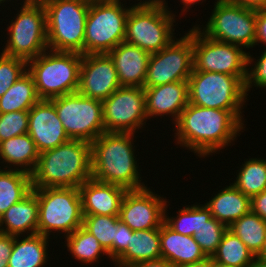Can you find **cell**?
I'll return each instance as SVG.
<instances>
[{
    "label": "cell",
    "instance_id": "obj_34",
    "mask_svg": "<svg viewBox=\"0 0 266 267\" xmlns=\"http://www.w3.org/2000/svg\"><path fill=\"white\" fill-rule=\"evenodd\" d=\"M197 204V205H196ZM168 204L165 207L164 222L175 232L182 235L193 236L194 233H199V229L204 224V204L187 205L178 210V215L175 217H168L166 213Z\"/></svg>",
    "mask_w": 266,
    "mask_h": 267
},
{
    "label": "cell",
    "instance_id": "obj_32",
    "mask_svg": "<svg viewBox=\"0 0 266 267\" xmlns=\"http://www.w3.org/2000/svg\"><path fill=\"white\" fill-rule=\"evenodd\" d=\"M65 240L68 249L67 251L72 254L74 259L85 265L98 262L103 255L109 256L108 252L103 248L94 235L89 233L82 226L66 236Z\"/></svg>",
    "mask_w": 266,
    "mask_h": 267
},
{
    "label": "cell",
    "instance_id": "obj_36",
    "mask_svg": "<svg viewBox=\"0 0 266 267\" xmlns=\"http://www.w3.org/2000/svg\"><path fill=\"white\" fill-rule=\"evenodd\" d=\"M82 227L99 241L108 252L113 247L119 216L83 215Z\"/></svg>",
    "mask_w": 266,
    "mask_h": 267
},
{
    "label": "cell",
    "instance_id": "obj_52",
    "mask_svg": "<svg viewBox=\"0 0 266 267\" xmlns=\"http://www.w3.org/2000/svg\"><path fill=\"white\" fill-rule=\"evenodd\" d=\"M8 0H0V6L2 3L7 2ZM11 1V0H10Z\"/></svg>",
    "mask_w": 266,
    "mask_h": 267
},
{
    "label": "cell",
    "instance_id": "obj_19",
    "mask_svg": "<svg viewBox=\"0 0 266 267\" xmlns=\"http://www.w3.org/2000/svg\"><path fill=\"white\" fill-rule=\"evenodd\" d=\"M147 118L169 115L172 123L178 120L189 103L188 81L144 88Z\"/></svg>",
    "mask_w": 266,
    "mask_h": 267
},
{
    "label": "cell",
    "instance_id": "obj_38",
    "mask_svg": "<svg viewBox=\"0 0 266 267\" xmlns=\"http://www.w3.org/2000/svg\"><path fill=\"white\" fill-rule=\"evenodd\" d=\"M28 111L0 114V142L28 133Z\"/></svg>",
    "mask_w": 266,
    "mask_h": 267
},
{
    "label": "cell",
    "instance_id": "obj_26",
    "mask_svg": "<svg viewBox=\"0 0 266 267\" xmlns=\"http://www.w3.org/2000/svg\"><path fill=\"white\" fill-rule=\"evenodd\" d=\"M126 251L115 261V267L162 258L160 250V228L137 230L130 234Z\"/></svg>",
    "mask_w": 266,
    "mask_h": 267
},
{
    "label": "cell",
    "instance_id": "obj_11",
    "mask_svg": "<svg viewBox=\"0 0 266 267\" xmlns=\"http://www.w3.org/2000/svg\"><path fill=\"white\" fill-rule=\"evenodd\" d=\"M7 27L8 38L1 53L29 61L48 49L44 6L21 5Z\"/></svg>",
    "mask_w": 266,
    "mask_h": 267
},
{
    "label": "cell",
    "instance_id": "obj_1",
    "mask_svg": "<svg viewBox=\"0 0 266 267\" xmlns=\"http://www.w3.org/2000/svg\"><path fill=\"white\" fill-rule=\"evenodd\" d=\"M230 111L188 103L175 122L174 137L181 147L206 157L231 146L245 128Z\"/></svg>",
    "mask_w": 266,
    "mask_h": 267
},
{
    "label": "cell",
    "instance_id": "obj_41",
    "mask_svg": "<svg viewBox=\"0 0 266 267\" xmlns=\"http://www.w3.org/2000/svg\"><path fill=\"white\" fill-rule=\"evenodd\" d=\"M266 44V8L256 10L255 46Z\"/></svg>",
    "mask_w": 266,
    "mask_h": 267
},
{
    "label": "cell",
    "instance_id": "obj_51",
    "mask_svg": "<svg viewBox=\"0 0 266 267\" xmlns=\"http://www.w3.org/2000/svg\"><path fill=\"white\" fill-rule=\"evenodd\" d=\"M212 267H233V266L225 265V264L213 261L212 259Z\"/></svg>",
    "mask_w": 266,
    "mask_h": 267
},
{
    "label": "cell",
    "instance_id": "obj_31",
    "mask_svg": "<svg viewBox=\"0 0 266 267\" xmlns=\"http://www.w3.org/2000/svg\"><path fill=\"white\" fill-rule=\"evenodd\" d=\"M211 258L213 261L233 267H251L256 259L239 237L229 229L224 233Z\"/></svg>",
    "mask_w": 266,
    "mask_h": 267
},
{
    "label": "cell",
    "instance_id": "obj_50",
    "mask_svg": "<svg viewBox=\"0 0 266 267\" xmlns=\"http://www.w3.org/2000/svg\"><path fill=\"white\" fill-rule=\"evenodd\" d=\"M251 267H266V261L256 258Z\"/></svg>",
    "mask_w": 266,
    "mask_h": 267
},
{
    "label": "cell",
    "instance_id": "obj_21",
    "mask_svg": "<svg viewBox=\"0 0 266 267\" xmlns=\"http://www.w3.org/2000/svg\"><path fill=\"white\" fill-rule=\"evenodd\" d=\"M108 55L113 60L120 86L144 87L150 53L122 42Z\"/></svg>",
    "mask_w": 266,
    "mask_h": 267
},
{
    "label": "cell",
    "instance_id": "obj_16",
    "mask_svg": "<svg viewBox=\"0 0 266 267\" xmlns=\"http://www.w3.org/2000/svg\"><path fill=\"white\" fill-rule=\"evenodd\" d=\"M166 201L150 188L127 190L119 219L133 231L160 228L165 220Z\"/></svg>",
    "mask_w": 266,
    "mask_h": 267
},
{
    "label": "cell",
    "instance_id": "obj_25",
    "mask_svg": "<svg viewBox=\"0 0 266 267\" xmlns=\"http://www.w3.org/2000/svg\"><path fill=\"white\" fill-rule=\"evenodd\" d=\"M39 154L35 142L28 133L0 142V164L7 163L3 169H16L31 174L36 167Z\"/></svg>",
    "mask_w": 266,
    "mask_h": 267
},
{
    "label": "cell",
    "instance_id": "obj_7",
    "mask_svg": "<svg viewBox=\"0 0 266 267\" xmlns=\"http://www.w3.org/2000/svg\"><path fill=\"white\" fill-rule=\"evenodd\" d=\"M91 0H52L46 12L48 49L84 55L85 25Z\"/></svg>",
    "mask_w": 266,
    "mask_h": 267
},
{
    "label": "cell",
    "instance_id": "obj_2",
    "mask_svg": "<svg viewBox=\"0 0 266 267\" xmlns=\"http://www.w3.org/2000/svg\"><path fill=\"white\" fill-rule=\"evenodd\" d=\"M134 134L104 132L91 143L92 178L116 184L127 190H138L141 183L139 164L134 155Z\"/></svg>",
    "mask_w": 266,
    "mask_h": 267
},
{
    "label": "cell",
    "instance_id": "obj_40",
    "mask_svg": "<svg viewBox=\"0 0 266 267\" xmlns=\"http://www.w3.org/2000/svg\"><path fill=\"white\" fill-rule=\"evenodd\" d=\"M133 232L120 219L117 221V231L113 240V247L108 251L110 260L115 262L127 249L130 241V234Z\"/></svg>",
    "mask_w": 266,
    "mask_h": 267
},
{
    "label": "cell",
    "instance_id": "obj_3",
    "mask_svg": "<svg viewBox=\"0 0 266 267\" xmlns=\"http://www.w3.org/2000/svg\"><path fill=\"white\" fill-rule=\"evenodd\" d=\"M91 143L70 139L43 151L31 173L32 188H79L92 178Z\"/></svg>",
    "mask_w": 266,
    "mask_h": 267
},
{
    "label": "cell",
    "instance_id": "obj_44",
    "mask_svg": "<svg viewBox=\"0 0 266 267\" xmlns=\"http://www.w3.org/2000/svg\"><path fill=\"white\" fill-rule=\"evenodd\" d=\"M227 1L239 4L242 7L253 10L266 8V0H227Z\"/></svg>",
    "mask_w": 266,
    "mask_h": 267
},
{
    "label": "cell",
    "instance_id": "obj_48",
    "mask_svg": "<svg viewBox=\"0 0 266 267\" xmlns=\"http://www.w3.org/2000/svg\"><path fill=\"white\" fill-rule=\"evenodd\" d=\"M180 1H181V4L183 3V6H184L181 12L185 11L186 13L187 11H189L188 9L191 7V5L193 6L194 4H197V2L199 4L201 0H180Z\"/></svg>",
    "mask_w": 266,
    "mask_h": 267
},
{
    "label": "cell",
    "instance_id": "obj_5",
    "mask_svg": "<svg viewBox=\"0 0 266 267\" xmlns=\"http://www.w3.org/2000/svg\"><path fill=\"white\" fill-rule=\"evenodd\" d=\"M82 56L76 52L47 49L27 62V71L41 100L77 92Z\"/></svg>",
    "mask_w": 266,
    "mask_h": 267
},
{
    "label": "cell",
    "instance_id": "obj_13",
    "mask_svg": "<svg viewBox=\"0 0 266 267\" xmlns=\"http://www.w3.org/2000/svg\"><path fill=\"white\" fill-rule=\"evenodd\" d=\"M194 68L193 28L149 57L143 88L188 81Z\"/></svg>",
    "mask_w": 266,
    "mask_h": 267
},
{
    "label": "cell",
    "instance_id": "obj_37",
    "mask_svg": "<svg viewBox=\"0 0 266 267\" xmlns=\"http://www.w3.org/2000/svg\"><path fill=\"white\" fill-rule=\"evenodd\" d=\"M27 72V61L0 53V98Z\"/></svg>",
    "mask_w": 266,
    "mask_h": 267
},
{
    "label": "cell",
    "instance_id": "obj_6",
    "mask_svg": "<svg viewBox=\"0 0 266 267\" xmlns=\"http://www.w3.org/2000/svg\"><path fill=\"white\" fill-rule=\"evenodd\" d=\"M246 76L192 71L188 79L189 103L204 108L230 111L242 124V108L248 100Z\"/></svg>",
    "mask_w": 266,
    "mask_h": 267
},
{
    "label": "cell",
    "instance_id": "obj_18",
    "mask_svg": "<svg viewBox=\"0 0 266 267\" xmlns=\"http://www.w3.org/2000/svg\"><path fill=\"white\" fill-rule=\"evenodd\" d=\"M28 134L39 153L70 140L50 100H40L29 111Z\"/></svg>",
    "mask_w": 266,
    "mask_h": 267
},
{
    "label": "cell",
    "instance_id": "obj_14",
    "mask_svg": "<svg viewBox=\"0 0 266 267\" xmlns=\"http://www.w3.org/2000/svg\"><path fill=\"white\" fill-rule=\"evenodd\" d=\"M193 26V71H206L247 76V55L242 47L215 41Z\"/></svg>",
    "mask_w": 266,
    "mask_h": 267
},
{
    "label": "cell",
    "instance_id": "obj_24",
    "mask_svg": "<svg viewBox=\"0 0 266 267\" xmlns=\"http://www.w3.org/2000/svg\"><path fill=\"white\" fill-rule=\"evenodd\" d=\"M212 217L229 227L250 210V198L244 195L233 184L224 187L205 203Z\"/></svg>",
    "mask_w": 266,
    "mask_h": 267
},
{
    "label": "cell",
    "instance_id": "obj_22",
    "mask_svg": "<svg viewBox=\"0 0 266 267\" xmlns=\"http://www.w3.org/2000/svg\"><path fill=\"white\" fill-rule=\"evenodd\" d=\"M160 250L162 258L173 267L207 258L193 236L177 233L165 222L160 227Z\"/></svg>",
    "mask_w": 266,
    "mask_h": 267
},
{
    "label": "cell",
    "instance_id": "obj_28",
    "mask_svg": "<svg viewBox=\"0 0 266 267\" xmlns=\"http://www.w3.org/2000/svg\"><path fill=\"white\" fill-rule=\"evenodd\" d=\"M31 174L16 169H1L0 166V217L11 206L21 201L32 191Z\"/></svg>",
    "mask_w": 266,
    "mask_h": 267
},
{
    "label": "cell",
    "instance_id": "obj_35",
    "mask_svg": "<svg viewBox=\"0 0 266 267\" xmlns=\"http://www.w3.org/2000/svg\"><path fill=\"white\" fill-rule=\"evenodd\" d=\"M228 227L217 221L204 204V224L193 237L207 257H212Z\"/></svg>",
    "mask_w": 266,
    "mask_h": 267
},
{
    "label": "cell",
    "instance_id": "obj_46",
    "mask_svg": "<svg viewBox=\"0 0 266 267\" xmlns=\"http://www.w3.org/2000/svg\"><path fill=\"white\" fill-rule=\"evenodd\" d=\"M175 267H212V258L207 257L195 263L185 264V265H180V266H175Z\"/></svg>",
    "mask_w": 266,
    "mask_h": 267
},
{
    "label": "cell",
    "instance_id": "obj_49",
    "mask_svg": "<svg viewBox=\"0 0 266 267\" xmlns=\"http://www.w3.org/2000/svg\"><path fill=\"white\" fill-rule=\"evenodd\" d=\"M256 258L262 261H266V239H265L263 249L261 250L260 254Z\"/></svg>",
    "mask_w": 266,
    "mask_h": 267
},
{
    "label": "cell",
    "instance_id": "obj_10",
    "mask_svg": "<svg viewBox=\"0 0 266 267\" xmlns=\"http://www.w3.org/2000/svg\"><path fill=\"white\" fill-rule=\"evenodd\" d=\"M202 33L212 40L250 49L255 47L256 10L217 0Z\"/></svg>",
    "mask_w": 266,
    "mask_h": 267
},
{
    "label": "cell",
    "instance_id": "obj_42",
    "mask_svg": "<svg viewBox=\"0 0 266 267\" xmlns=\"http://www.w3.org/2000/svg\"><path fill=\"white\" fill-rule=\"evenodd\" d=\"M13 247V235L0 232V267H8V259Z\"/></svg>",
    "mask_w": 266,
    "mask_h": 267
},
{
    "label": "cell",
    "instance_id": "obj_9",
    "mask_svg": "<svg viewBox=\"0 0 266 267\" xmlns=\"http://www.w3.org/2000/svg\"><path fill=\"white\" fill-rule=\"evenodd\" d=\"M121 0H91L85 25L84 55L108 54L125 40L131 6Z\"/></svg>",
    "mask_w": 266,
    "mask_h": 267
},
{
    "label": "cell",
    "instance_id": "obj_8",
    "mask_svg": "<svg viewBox=\"0 0 266 267\" xmlns=\"http://www.w3.org/2000/svg\"><path fill=\"white\" fill-rule=\"evenodd\" d=\"M33 189L39 204L38 234L49 237L51 232H58L65 237L82 226L84 216L79 188Z\"/></svg>",
    "mask_w": 266,
    "mask_h": 267
},
{
    "label": "cell",
    "instance_id": "obj_23",
    "mask_svg": "<svg viewBox=\"0 0 266 267\" xmlns=\"http://www.w3.org/2000/svg\"><path fill=\"white\" fill-rule=\"evenodd\" d=\"M39 204L34 189L0 217V232L13 236L37 234ZM29 233V234H28Z\"/></svg>",
    "mask_w": 266,
    "mask_h": 267
},
{
    "label": "cell",
    "instance_id": "obj_47",
    "mask_svg": "<svg viewBox=\"0 0 266 267\" xmlns=\"http://www.w3.org/2000/svg\"><path fill=\"white\" fill-rule=\"evenodd\" d=\"M52 0H23L22 4L20 5H33V6H45Z\"/></svg>",
    "mask_w": 266,
    "mask_h": 267
},
{
    "label": "cell",
    "instance_id": "obj_33",
    "mask_svg": "<svg viewBox=\"0 0 266 267\" xmlns=\"http://www.w3.org/2000/svg\"><path fill=\"white\" fill-rule=\"evenodd\" d=\"M234 183L250 199L266 189V163L264 159L250 158L242 163Z\"/></svg>",
    "mask_w": 266,
    "mask_h": 267
},
{
    "label": "cell",
    "instance_id": "obj_12",
    "mask_svg": "<svg viewBox=\"0 0 266 267\" xmlns=\"http://www.w3.org/2000/svg\"><path fill=\"white\" fill-rule=\"evenodd\" d=\"M70 139L92 143L105 132L102 101L79 92L50 99Z\"/></svg>",
    "mask_w": 266,
    "mask_h": 267
},
{
    "label": "cell",
    "instance_id": "obj_43",
    "mask_svg": "<svg viewBox=\"0 0 266 267\" xmlns=\"http://www.w3.org/2000/svg\"><path fill=\"white\" fill-rule=\"evenodd\" d=\"M250 207L266 222V189L250 199Z\"/></svg>",
    "mask_w": 266,
    "mask_h": 267
},
{
    "label": "cell",
    "instance_id": "obj_17",
    "mask_svg": "<svg viewBox=\"0 0 266 267\" xmlns=\"http://www.w3.org/2000/svg\"><path fill=\"white\" fill-rule=\"evenodd\" d=\"M119 87L117 71L108 54L82 56L77 92L84 97L104 101Z\"/></svg>",
    "mask_w": 266,
    "mask_h": 267
},
{
    "label": "cell",
    "instance_id": "obj_45",
    "mask_svg": "<svg viewBox=\"0 0 266 267\" xmlns=\"http://www.w3.org/2000/svg\"><path fill=\"white\" fill-rule=\"evenodd\" d=\"M129 267H173V266L164 258H159L156 260L142 261V262L133 264Z\"/></svg>",
    "mask_w": 266,
    "mask_h": 267
},
{
    "label": "cell",
    "instance_id": "obj_27",
    "mask_svg": "<svg viewBox=\"0 0 266 267\" xmlns=\"http://www.w3.org/2000/svg\"><path fill=\"white\" fill-rule=\"evenodd\" d=\"M21 237L13 236L8 267H44L49 257L47 246L50 238L38 233Z\"/></svg>",
    "mask_w": 266,
    "mask_h": 267
},
{
    "label": "cell",
    "instance_id": "obj_30",
    "mask_svg": "<svg viewBox=\"0 0 266 267\" xmlns=\"http://www.w3.org/2000/svg\"><path fill=\"white\" fill-rule=\"evenodd\" d=\"M246 247L257 257L266 239V222L251 210L235 220L229 227Z\"/></svg>",
    "mask_w": 266,
    "mask_h": 267
},
{
    "label": "cell",
    "instance_id": "obj_4",
    "mask_svg": "<svg viewBox=\"0 0 266 267\" xmlns=\"http://www.w3.org/2000/svg\"><path fill=\"white\" fill-rule=\"evenodd\" d=\"M175 16L166 0L135 3L127 17L124 42L150 54L159 52L174 40Z\"/></svg>",
    "mask_w": 266,
    "mask_h": 267
},
{
    "label": "cell",
    "instance_id": "obj_15",
    "mask_svg": "<svg viewBox=\"0 0 266 267\" xmlns=\"http://www.w3.org/2000/svg\"><path fill=\"white\" fill-rule=\"evenodd\" d=\"M102 110L105 132L137 133L148 119L144 88L120 86L102 101Z\"/></svg>",
    "mask_w": 266,
    "mask_h": 267
},
{
    "label": "cell",
    "instance_id": "obj_29",
    "mask_svg": "<svg viewBox=\"0 0 266 267\" xmlns=\"http://www.w3.org/2000/svg\"><path fill=\"white\" fill-rule=\"evenodd\" d=\"M41 99L28 71L0 98V114L29 111Z\"/></svg>",
    "mask_w": 266,
    "mask_h": 267
},
{
    "label": "cell",
    "instance_id": "obj_39",
    "mask_svg": "<svg viewBox=\"0 0 266 267\" xmlns=\"http://www.w3.org/2000/svg\"><path fill=\"white\" fill-rule=\"evenodd\" d=\"M256 61L250 52L247 55V76L245 80V92L247 94L250 89L255 86L266 89V49L262 51L261 56ZM254 65H253V63ZM252 63V64H251ZM252 65L251 69L250 66Z\"/></svg>",
    "mask_w": 266,
    "mask_h": 267
},
{
    "label": "cell",
    "instance_id": "obj_20",
    "mask_svg": "<svg viewBox=\"0 0 266 267\" xmlns=\"http://www.w3.org/2000/svg\"><path fill=\"white\" fill-rule=\"evenodd\" d=\"M79 191L83 215L119 216L127 189L90 178L79 187Z\"/></svg>",
    "mask_w": 266,
    "mask_h": 267
}]
</instances>
